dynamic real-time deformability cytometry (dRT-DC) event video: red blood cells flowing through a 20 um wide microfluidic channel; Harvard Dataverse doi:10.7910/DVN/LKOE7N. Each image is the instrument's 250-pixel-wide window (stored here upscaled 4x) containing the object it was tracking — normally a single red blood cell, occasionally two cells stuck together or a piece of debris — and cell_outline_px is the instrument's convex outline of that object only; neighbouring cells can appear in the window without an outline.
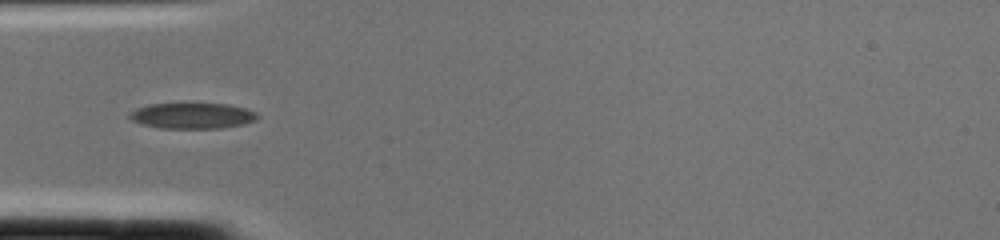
{"species": "common noctule bat (a hibernating species)", "species_latin": "Nyctalus noctula", "temperature_condition": "cold", "stored_images_in_passage": 2, "camera_frame_rate_fps": 3000, "um_per_image_px": 0.085, "animal": {"sex": "female", "body_mass_g": 22.0, "forearm_length_mm": 56.7}, "frame": {"image": 1, "passage_image": 2, "time_ms": 0.333, "image_size_px": [1000, 240], "cell_outline_px": [[260, 116], [256, 120], [244, 124], [220, 128], [160, 128], [144, 124], [132, 120], [128, 116], [128, 112], [136, 108], [148, 104], [228, 104], [244, 108], [256, 112]], "centroid_in_image_um": [16.35, 9.84], "position_along_channel_um": 68.7, "area_um2": 19.13}}